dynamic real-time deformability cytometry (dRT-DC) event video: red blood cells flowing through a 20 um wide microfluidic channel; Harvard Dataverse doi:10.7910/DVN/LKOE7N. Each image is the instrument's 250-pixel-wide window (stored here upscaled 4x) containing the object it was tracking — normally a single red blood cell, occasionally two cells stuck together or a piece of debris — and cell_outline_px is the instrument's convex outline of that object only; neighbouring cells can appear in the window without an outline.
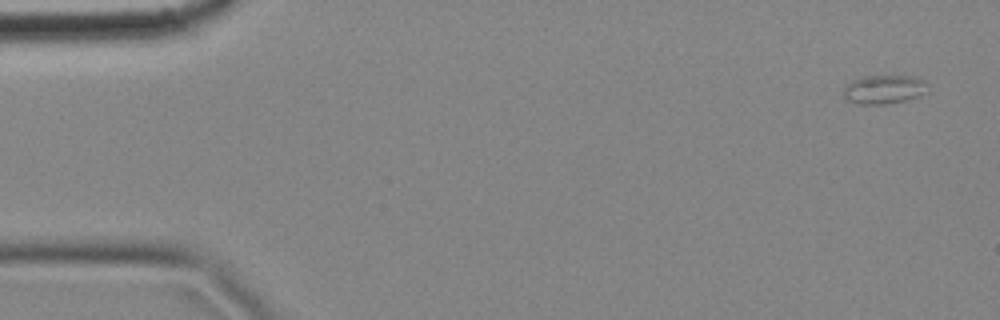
{"species": "common noctule bat (a hibernating species)", "species_latin": "Nyctalus noctula", "temperature_condition": "cold", "stored_images_in_passage": 5, "camera_frame_rate_fps": 3000, "um_per_image_px": 0.085, "animal": {"sex": "female", "body_mass_g": 18.4}, "frame": {"image": 1, "passage_image": 1, "time_ms": 0.0, "image_size_px": [1000, 320], "cell_outline_px": [[928, 92], [920, 96], [888, 104], [860, 104], [844, 100], [844, 88], [852, 80], [864, 76], [912, 76], [924, 80], [928, 84]], "centroid_in_image_um": [75.16, 7.6], "position_along_channel_um": 9.8, "area_um2": 14.28}}